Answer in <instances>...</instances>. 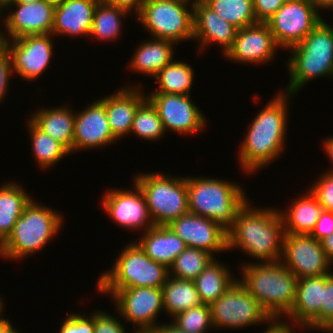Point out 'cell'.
I'll return each mask as SVG.
<instances>
[{
    "mask_svg": "<svg viewBox=\"0 0 333 333\" xmlns=\"http://www.w3.org/2000/svg\"><path fill=\"white\" fill-rule=\"evenodd\" d=\"M281 49L267 23L258 22L237 30L234 44L223 58L243 65H262L275 60Z\"/></svg>",
    "mask_w": 333,
    "mask_h": 333,
    "instance_id": "ac0fdd59",
    "label": "cell"
},
{
    "mask_svg": "<svg viewBox=\"0 0 333 333\" xmlns=\"http://www.w3.org/2000/svg\"><path fill=\"white\" fill-rule=\"evenodd\" d=\"M313 185L308 187L312 194L317 198L323 210H333V171H322Z\"/></svg>",
    "mask_w": 333,
    "mask_h": 333,
    "instance_id": "ab89813d",
    "label": "cell"
},
{
    "mask_svg": "<svg viewBox=\"0 0 333 333\" xmlns=\"http://www.w3.org/2000/svg\"><path fill=\"white\" fill-rule=\"evenodd\" d=\"M168 226L178 235L187 247L201 249L212 254L228 252L227 230L219 223L187 212L172 220Z\"/></svg>",
    "mask_w": 333,
    "mask_h": 333,
    "instance_id": "d6986e66",
    "label": "cell"
},
{
    "mask_svg": "<svg viewBox=\"0 0 333 333\" xmlns=\"http://www.w3.org/2000/svg\"><path fill=\"white\" fill-rule=\"evenodd\" d=\"M101 1L109 5L122 7L128 10L131 13V15L133 12V15L136 16L142 9L145 0H101Z\"/></svg>",
    "mask_w": 333,
    "mask_h": 333,
    "instance_id": "7dc6e473",
    "label": "cell"
},
{
    "mask_svg": "<svg viewBox=\"0 0 333 333\" xmlns=\"http://www.w3.org/2000/svg\"><path fill=\"white\" fill-rule=\"evenodd\" d=\"M14 76L12 71V61L9 51L4 44L0 46V104L4 102L10 88L11 77Z\"/></svg>",
    "mask_w": 333,
    "mask_h": 333,
    "instance_id": "7bdbcfd3",
    "label": "cell"
},
{
    "mask_svg": "<svg viewBox=\"0 0 333 333\" xmlns=\"http://www.w3.org/2000/svg\"><path fill=\"white\" fill-rule=\"evenodd\" d=\"M11 0H0V7L2 8L6 3L10 2Z\"/></svg>",
    "mask_w": 333,
    "mask_h": 333,
    "instance_id": "94428289",
    "label": "cell"
},
{
    "mask_svg": "<svg viewBox=\"0 0 333 333\" xmlns=\"http://www.w3.org/2000/svg\"><path fill=\"white\" fill-rule=\"evenodd\" d=\"M322 16L300 43L287 50L291 54L284 65L289 80L282 92L297 95L313 79L333 78V26Z\"/></svg>",
    "mask_w": 333,
    "mask_h": 333,
    "instance_id": "277c9868",
    "label": "cell"
},
{
    "mask_svg": "<svg viewBox=\"0 0 333 333\" xmlns=\"http://www.w3.org/2000/svg\"><path fill=\"white\" fill-rule=\"evenodd\" d=\"M156 330L159 333H185L184 331L180 330L177 326H175L171 321L170 322H162Z\"/></svg>",
    "mask_w": 333,
    "mask_h": 333,
    "instance_id": "f907efd6",
    "label": "cell"
},
{
    "mask_svg": "<svg viewBox=\"0 0 333 333\" xmlns=\"http://www.w3.org/2000/svg\"><path fill=\"white\" fill-rule=\"evenodd\" d=\"M54 9L55 5L45 0L31 4L6 3L0 11L2 40L17 39L26 35L51 34Z\"/></svg>",
    "mask_w": 333,
    "mask_h": 333,
    "instance_id": "4fadbf2b",
    "label": "cell"
},
{
    "mask_svg": "<svg viewBox=\"0 0 333 333\" xmlns=\"http://www.w3.org/2000/svg\"><path fill=\"white\" fill-rule=\"evenodd\" d=\"M147 99L157 109L165 132L193 135L206 131L208 120L191 99L192 95L146 93Z\"/></svg>",
    "mask_w": 333,
    "mask_h": 333,
    "instance_id": "2e32d148",
    "label": "cell"
},
{
    "mask_svg": "<svg viewBox=\"0 0 333 333\" xmlns=\"http://www.w3.org/2000/svg\"><path fill=\"white\" fill-rule=\"evenodd\" d=\"M323 288L324 275L298 279L294 305L282 319L307 326L321 312Z\"/></svg>",
    "mask_w": 333,
    "mask_h": 333,
    "instance_id": "4316f807",
    "label": "cell"
},
{
    "mask_svg": "<svg viewBox=\"0 0 333 333\" xmlns=\"http://www.w3.org/2000/svg\"><path fill=\"white\" fill-rule=\"evenodd\" d=\"M134 241L152 260L164 264L168 269L176 257L187 246L168 225H155L140 234Z\"/></svg>",
    "mask_w": 333,
    "mask_h": 333,
    "instance_id": "484cf974",
    "label": "cell"
},
{
    "mask_svg": "<svg viewBox=\"0 0 333 333\" xmlns=\"http://www.w3.org/2000/svg\"><path fill=\"white\" fill-rule=\"evenodd\" d=\"M39 0H11L10 2L8 3H34V2H37Z\"/></svg>",
    "mask_w": 333,
    "mask_h": 333,
    "instance_id": "11a10c76",
    "label": "cell"
},
{
    "mask_svg": "<svg viewBox=\"0 0 333 333\" xmlns=\"http://www.w3.org/2000/svg\"><path fill=\"white\" fill-rule=\"evenodd\" d=\"M297 328L300 331L303 330V332L305 330L309 331V329L304 325L291 323L285 321L284 319H271L267 323L266 329L260 333H296Z\"/></svg>",
    "mask_w": 333,
    "mask_h": 333,
    "instance_id": "bcb514c9",
    "label": "cell"
},
{
    "mask_svg": "<svg viewBox=\"0 0 333 333\" xmlns=\"http://www.w3.org/2000/svg\"><path fill=\"white\" fill-rule=\"evenodd\" d=\"M12 181L0 185V246L11 235L14 224L33 197L23 184L21 186L20 182Z\"/></svg>",
    "mask_w": 333,
    "mask_h": 333,
    "instance_id": "f1b7e54d",
    "label": "cell"
},
{
    "mask_svg": "<svg viewBox=\"0 0 333 333\" xmlns=\"http://www.w3.org/2000/svg\"><path fill=\"white\" fill-rule=\"evenodd\" d=\"M315 7L322 12V9L326 7L333 0H310Z\"/></svg>",
    "mask_w": 333,
    "mask_h": 333,
    "instance_id": "f5cc1de1",
    "label": "cell"
},
{
    "mask_svg": "<svg viewBox=\"0 0 333 333\" xmlns=\"http://www.w3.org/2000/svg\"><path fill=\"white\" fill-rule=\"evenodd\" d=\"M150 39V40H149ZM175 42L166 39L148 38L140 42L134 49L131 60L126 67L136 74L152 77V79L170 64L175 58ZM175 48V49H174Z\"/></svg>",
    "mask_w": 333,
    "mask_h": 333,
    "instance_id": "cb8c5ba5",
    "label": "cell"
},
{
    "mask_svg": "<svg viewBox=\"0 0 333 333\" xmlns=\"http://www.w3.org/2000/svg\"><path fill=\"white\" fill-rule=\"evenodd\" d=\"M333 233V212L322 210L320 217L311 232V236L317 241H322L324 238Z\"/></svg>",
    "mask_w": 333,
    "mask_h": 333,
    "instance_id": "f6af8a7d",
    "label": "cell"
},
{
    "mask_svg": "<svg viewBox=\"0 0 333 333\" xmlns=\"http://www.w3.org/2000/svg\"><path fill=\"white\" fill-rule=\"evenodd\" d=\"M323 151H325V155L331 162L332 166H329L330 168L327 170L333 171V136H327L325 139L321 140Z\"/></svg>",
    "mask_w": 333,
    "mask_h": 333,
    "instance_id": "c3c4849f",
    "label": "cell"
},
{
    "mask_svg": "<svg viewBox=\"0 0 333 333\" xmlns=\"http://www.w3.org/2000/svg\"><path fill=\"white\" fill-rule=\"evenodd\" d=\"M130 134L142 140L160 141L166 132L157 109L146 99L136 110Z\"/></svg>",
    "mask_w": 333,
    "mask_h": 333,
    "instance_id": "8d00e7d4",
    "label": "cell"
},
{
    "mask_svg": "<svg viewBox=\"0 0 333 333\" xmlns=\"http://www.w3.org/2000/svg\"><path fill=\"white\" fill-rule=\"evenodd\" d=\"M209 306L213 328L218 331L244 329L261 323L267 325L271 320L238 279Z\"/></svg>",
    "mask_w": 333,
    "mask_h": 333,
    "instance_id": "30bf717a",
    "label": "cell"
},
{
    "mask_svg": "<svg viewBox=\"0 0 333 333\" xmlns=\"http://www.w3.org/2000/svg\"><path fill=\"white\" fill-rule=\"evenodd\" d=\"M119 255V256H118ZM112 268L103 271L97 279V290H120L135 287L162 288L169 269L149 258L134 241L119 251Z\"/></svg>",
    "mask_w": 333,
    "mask_h": 333,
    "instance_id": "52a82bcc",
    "label": "cell"
},
{
    "mask_svg": "<svg viewBox=\"0 0 333 333\" xmlns=\"http://www.w3.org/2000/svg\"><path fill=\"white\" fill-rule=\"evenodd\" d=\"M322 10H325V11H331L333 10V1H331L326 7H324Z\"/></svg>",
    "mask_w": 333,
    "mask_h": 333,
    "instance_id": "680465c9",
    "label": "cell"
},
{
    "mask_svg": "<svg viewBox=\"0 0 333 333\" xmlns=\"http://www.w3.org/2000/svg\"><path fill=\"white\" fill-rule=\"evenodd\" d=\"M221 19L241 29L257 22L253 0H202Z\"/></svg>",
    "mask_w": 333,
    "mask_h": 333,
    "instance_id": "e575fe53",
    "label": "cell"
},
{
    "mask_svg": "<svg viewBox=\"0 0 333 333\" xmlns=\"http://www.w3.org/2000/svg\"><path fill=\"white\" fill-rule=\"evenodd\" d=\"M280 261L298 279L333 272V263L325 255L321 242L311 235L285 233Z\"/></svg>",
    "mask_w": 333,
    "mask_h": 333,
    "instance_id": "e0dca14e",
    "label": "cell"
},
{
    "mask_svg": "<svg viewBox=\"0 0 333 333\" xmlns=\"http://www.w3.org/2000/svg\"><path fill=\"white\" fill-rule=\"evenodd\" d=\"M3 300H4L3 297H0V315L4 312L5 307H6L5 302Z\"/></svg>",
    "mask_w": 333,
    "mask_h": 333,
    "instance_id": "6f0895ef",
    "label": "cell"
},
{
    "mask_svg": "<svg viewBox=\"0 0 333 333\" xmlns=\"http://www.w3.org/2000/svg\"><path fill=\"white\" fill-rule=\"evenodd\" d=\"M112 312H106L98 309H94V332L93 333H128L126 331L125 322L121 319L120 314L115 310ZM119 316V318L117 317Z\"/></svg>",
    "mask_w": 333,
    "mask_h": 333,
    "instance_id": "b9f144b4",
    "label": "cell"
},
{
    "mask_svg": "<svg viewBox=\"0 0 333 333\" xmlns=\"http://www.w3.org/2000/svg\"><path fill=\"white\" fill-rule=\"evenodd\" d=\"M4 313H6L5 311L0 315V330H1V328L10 320V319H8V318H5L4 316L6 315V314H4Z\"/></svg>",
    "mask_w": 333,
    "mask_h": 333,
    "instance_id": "db71d44e",
    "label": "cell"
},
{
    "mask_svg": "<svg viewBox=\"0 0 333 333\" xmlns=\"http://www.w3.org/2000/svg\"><path fill=\"white\" fill-rule=\"evenodd\" d=\"M54 37L53 34L26 35L3 41L11 57L13 74L29 83L39 79L51 67Z\"/></svg>",
    "mask_w": 333,
    "mask_h": 333,
    "instance_id": "9a60e30c",
    "label": "cell"
},
{
    "mask_svg": "<svg viewBox=\"0 0 333 333\" xmlns=\"http://www.w3.org/2000/svg\"><path fill=\"white\" fill-rule=\"evenodd\" d=\"M130 14L122 7L109 5L100 0L95 8L92 30L87 39H96L101 43L116 42L124 31L122 20L128 15L131 16Z\"/></svg>",
    "mask_w": 333,
    "mask_h": 333,
    "instance_id": "d6a6232c",
    "label": "cell"
},
{
    "mask_svg": "<svg viewBox=\"0 0 333 333\" xmlns=\"http://www.w3.org/2000/svg\"><path fill=\"white\" fill-rule=\"evenodd\" d=\"M201 176H187L189 212L210 218L228 230L249 196L237 181Z\"/></svg>",
    "mask_w": 333,
    "mask_h": 333,
    "instance_id": "8992f818",
    "label": "cell"
},
{
    "mask_svg": "<svg viewBox=\"0 0 333 333\" xmlns=\"http://www.w3.org/2000/svg\"><path fill=\"white\" fill-rule=\"evenodd\" d=\"M163 304L166 316L172 319L177 314L203 304L193 280H181L168 276L163 285Z\"/></svg>",
    "mask_w": 333,
    "mask_h": 333,
    "instance_id": "4dcf8cb0",
    "label": "cell"
},
{
    "mask_svg": "<svg viewBox=\"0 0 333 333\" xmlns=\"http://www.w3.org/2000/svg\"><path fill=\"white\" fill-rule=\"evenodd\" d=\"M193 19V40L198 42L197 51L204 53L215 44L220 46L224 57L234 44L238 28L221 19L202 0L194 1Z\"/></svg>",
    "mask_w": 333,
    "mask_h": 333,
    "instance_id": "7402d4cb",
    "label": "cell"
},
{
    "mask_svg": "<svg viewBox=\"0 0 333 333\" xmlns=\"http://www.w3.org/2000/svg\"><path fill=\"white\" fill-rule=\"evenodd\" d=\"M97 292L112 298L114 310L126 324L134 326V331L156 329L162 324L157 321L160 314L165 313L161 288L135 287Z\"/></svg>",
    "mask_w": 333,
    "mask_h": 333,
    "instance_id": "8fae6325",
    "label": "cell"
},
{
    "mask_svg": "<svg viewBox=\"0 0 333 333\" xmlns=\"http://www.w3.org/2000/svg\"><path fill=\"white\" fill-rule=\"evenodd\" d=\"M1 14H0V46L3 44L2 34H1Z\"/></svg>",
    "mask_w": 333,
    "mask_h": 333,
    "instance_id": "6125c7cd",
    "label": "cell"
},
{
    "mask_svg": "<svg viewBox=\"0 0 333 333\" xmlns=\"http://www.w3.org/2000/svg\"><path fill=\"white\" fill-rule=\"evenodd\" d=\"M131 187L107 189L99 203L117 226L141 234L155 224L141 189L134 181Z\"/></svg>",
    "mask_w": 333,
    "mask_h": 333,
    "instance_id": "7c38bea8",
    "label": "cell"
},
{
    "mask_svg": "<svg viewBox=\"0 0 333 333\" xmlns=\"http://www.w3.org/2000/svg\"><path fill=\"white\" fill-rule=\"evenodd\" d=\"M283 4L281 0H253L257 22L267 23Z\"/></svg>",
    "mask_w": 333,
    "mask_h": 333,
    "instance_id": "ee69618b",
    "label": "cell"
},
{
    "mask_svg": "<svg viewBox=\"0 0 333 333\" xmlns=\"http://www.w3.org/2000/svg\"><path fill=\"white\" fill-rule=\"evenodd\" d=\"M34 161L39 169L46 171L58 165L70 152L58 141L40 130L29 118L25 121Z\"/></svg>",
    "mask_w": 333,
    "mask_h": 333,
    "instance_id": "1f68e13d",
    "label": "cell"
},
{
    "mask_svg": "<svg viewBox=\"0 0 333 333\" xmlns=\"http://www.w3.org/2000/svg\"><path fill=\"white\" fill-rule=\"evenodd\" d=\"M100 0H63L54 9L52 33L70 38H89L93 26V16Z\"/></svg>",
    "mask_w": 333,
    "mask_h": 333,
    "instance_id": "603a6c76",
    "label": "cell"
},
{
    "mask_svg": "<svg viewBox=\"0 0 333 333\" xmlns=\"http://www.w3.org/2000/svg\"><path fill=\"white\" fill-rule=\"evenodd\" d=\"M132 181L141 189L155 225H168L189 212L187 176L140 172Z\"/></svg>",
    "mask_w": 333,
    "mask_h": 333,
    "instance_id": "ba28073f",
    "label": "cell"
},
{
    "mask_svg": "<svg viewBox=\"0 0 333 333\" xmlns=\"http://www.w3.org/2000/svg\"><path fill=\"white\" fill-rule=\"evenodd\" d=\"M214 259L207 251L187 247L169 267V276L194 281Z\"/></svg>",
    "mask_w": 333,
    "mask_h": 333,
    "instance_id": "d590c367",
    "label": "cell"
},
{
    "mask_svg": "<svg viewBox=\"0 0 333 333\" xmlns=\"http://www.w3.org/2000/svg\"><path fill=\"white\" fill-rule=\"evenodd\" d=\"M192 0H145L135 21L151 38L180 44L193 40Z\"/></svg>",
    "mask_w": 333,
    "mask_h": 333,
    "instance_id": "9c48e42d",
    "label": "cell"
},
{
    "mask_svg": "<svg viewBox=\"0 0 333 333\" xmlns=\"http://www.w3.org/2000/svg\"><path fill=\"white\" fill-rule=\"evenodd\" d=\"M286 234L310 235L323 210L317 198L308 189L292 199L285 209H279Z\"/></svg>",
    "mask_w": 333,
    "mask_h": 333,
    "instance_id": "83f0119b",
    "label": "cell"
},
{
    "mask_svg": "<svg viewBox=\"0 0 333 333\" xmlns=\"http://www.w3.org/2000/svg\"><path fill=\"white\" fill-rule=\"evenodd\" d=\"M283 3H288L290 1H294V0H281Z\"/></svg>",
    "mask_w": 333,
    "mask_h": 333,
    "instance_id": "be15d7a7",
    "label": "cell"
},
{
    "mask_svg": "<svg viewBox=\"0 0 333 333\" xmlns=\"http://www.w3.org/2000/svg\"><path fill=\"white\" fill-rule=\"evenodd\" d=\"M241 263L239 282L271 319L284 318L294 305L298 278L281 261Z\"/></svg>",
    "mask_w": 333,
    "mask_h": 333,
    "instance_id": "3957f363",
    "label": "cell"
},
{
    "mask_svg": "<svg viewBox=\"0 0 333 333\" xmlns=\"http://www.w3.org/2000/svg\"><path fill=\"white\" fill-rule=\"evenodd\" d=\"M92 102L76 112L73 153L105 148L118 142L110 130L104 104L99 99Z\"/></svg>",
    "mask_w": 333,
    "mask_h": 333,
    "instance_id": "ffe728a7",
    "label": "cell"
},
{
    "mask_svg": "<svg viewBox=\"0 0 333 333\" xmlns=\"http://www.w3.org/2000/svg\"><path fill=\"white\" fill-rule=\"evenodd\" d=\"M33 199L17 219L11 235L0 246V259L20 261L29 258L61 233L65 219L62 212Z\"/></svg>",
    "mask_w": 333,
    "mask_h": 333,
    "instance_id": "5b68a950",
    "label": "cell"
},
{
    "mask_svg": "<svg viewBox=\"0 0 333 333\" xmlns=\"http://www.w3.org/2000/svg\"><path fill=\"white\" fill-rule=\"evenodd\" d=\"M141 85L127 83V86L123 85L112 94L99 98L105 106L110 130L118 141L130 136L135 112L147 99L144 86Z\"/></svg>",
    "mask_w": 333,
    "mask_h": 333,
    "instance_id": "44dd1931",
    "label": "cell"
},
{
    "mask_svg": "<svg viewBox=\"0 0 333 333\" xmlns=\"http://www.w3.org/2000/svg\"><path fill=\"white\" fill-rule=\"evenodd\" d=\"M64 320V321H63ZM62 320L58 333H93L94 311L90 315L79 312L69 313Z\"/></svg>",
    "mask_w": 333,
    "mask_h": 333,
    "instance_id": "60d3db41",
    "label": "cell"
},
{
    "mask_svg": "<svg viewBox=\"0 0 333 333\" xmlns=\"http://www.w3.org/2000/svg\"><path fill=\"white\" fill-rule=\"evenodd\" d=\"M321 14L310 0H294L284 3L267 24L277 45L285 52L319 24Z\"/></svg>",
    "mask_w": 333,
    "mask_h": 333,
    "instance_id": "5bb4252c",
    "label": "cell"
},
{
    "mask_svg": "<svg viewBox=\"0 0 333 333\" xmlns=\"http://www.w3.org/2000/svg\"><path fill=\"white\" fill-rule=\"evenodd\" d=\"M326 333H333V330L325 331Z\"/></svg>",
    "mask_w": 333,
    "mask_h": 333,
    "instance_id": "e7e4bbea",
    "label": "cell"
},
{
    "mask_svg": "<svg viewBox=\"0 0 333 333\" xmlns=\"http://www.w3.org/2000/svg\"><path fill=\"white\" fill-rule=\"evenodd\" d=\"M310 331L333 330V272L324 275L323 304L321 312L306 326Z\"/></svg>",
    "mask_w": 333,
    "mask_h": 333,
    "instance_id": "f35d334b",
    "label": "cell"
},
{
    "mask_svg": "<svg viewBox=\"0 0 333 333\" xmlns=\"http://www.w3.org/2000/svg\"><path fill=\"white\" fill-rule=\"evenodd\" d=\"M0 333H20L13 325L12 321H8L0 330Z\"/></svg>",
    "mask_w": 333,
    "mask_h": 333,
    "instance_id": "816d5d0a",
    "label": "cell"
},
{
    "mask_svg": "<svg viewBox=\"0 0 333 333\" xmlns=\"http://www.w3.org/2000/svg\"><path fill=\"white\" fill-rule=\"evenodd\" d=\"M175 58L153 78L158 87L149 93H167L190 95L195 81V72L191 65Z\"/></svg>",
    "mask_w": 333,
    "mask_h": 333,
    "instance_id": "836d02e7",
    "label": "cell"
},
{
    "mask_svg": "<svg viewBox=\"0 0 333 333\" xmlns=\"http://www.w3.org/2000/svg\"><path fill=\"white\" fill-rule=\"evenodd\" d=\"M219 260L215 258L194 280L203 304H212L238 279L230 266Z\"/></svg>",
    "mask_w": 333,
    "mask_h": 333,
    "instance_id": "f546056e",
    "label": "cell"
},
{
    "mask_svg": "<svg viewBox=\"0 0 333 333\" xmlns=\"http://www.w3.org/2000/svg\"><path fill=\"white\" fill-rule=\"evenodd\" d=\"M279 90L253 117L238 146L237 163L246 177L264 170L285 152L289 106L295 95Z\"/></svg>",
    "mask_w": 333,
    "mask_h": 333,
    "instance_id": "6da1fadb",
    "label": "cell"
},
{
    "mask_svg": "<svg viewBox=\"0 0 333 333\" xmlns=\"http://www.w3.org/2000/svg\"><path fill=\"white\" fill-rule=\"evenodd\" d=\"M251 199L237 211L227 230V250L243 251L252 263L281 260L285 230L278 207H254ZM277 208V209H276Z\"/></svg>",
    "mask_w": 333,
    "mask_h": 333,
    "instance_id": "7a4b0ae2",
    "label": "cell"
},
{
    "mask_svg": "<svg viewBox=\"0 0 333 333\" xmlns=\"http://www.w3.org/2000/svg\"><path fill=\"white\" fill-rule=\"evenodd\" d=\"M72 108V109H71ZM69 104L37 108L28 118L44 133L61 143L73 154V137L76 111Z\"/></svg>",
    "mask_w": 333,
    "mask_h": 333,
    "instance_id": "d4e9b609",
    "label": "cell"
},
{
    "mask_svg": "<svg viewBox=\"0 0 333 333\" xmlns=\"http://www.w3.org/2000/svg\"><path fill=\"white\" fill-rule=\"evenodd\" d=\"M322 249L325 255L333 263V233L321 241Z\"/></svg>",
    "mask_w": 333,
    "mask_h": 333,
    "instance_id": "681fc988",
    "label": "cell"
},
{
    "mask_svg": "<svg viewBox=\"0 0 333 333\" xmlns=\"http://www.w3.org/2000/svg\"><path fill=\"white\" fill-rule=\"evenodd\" d=\"M171 322L185 333H208L210 329L214 330L208 304L185 310L173 317Z\"/></svg>",
    "mask_w": 333,
    "mask_h": 333,
    "instance_id": "74e56055",
    "label": "cell"
},
{
    "mask_svg": "<svg viewBox=\"0 0 333 333\" xmlns=\"http://www.w3.org/2000/svg\"><path fill=\"white\" fill-rule=\"evenodd\" d=\"M134 333H159L156 329L135 330Z\"/></svg>",
    "mask_w": 333,
    "mask_h": 333,
    "instance_id": "9f6ffc18",
    "label": "cell"
},
{
    "mask_svg": "<svg viewBox=\"0 0 333 333\" xmlns=\"http://www.w3.org/2000/svg\"><path fill=\"white\" fill-rule=\"evenodd\" d=\"M45 1L49 2V3H52L56 6L57 4H60L63 0H45Z\"/></svg>",
    "mask_w": 333,
    "mask_h": 333,
    "instance_id": "91938a15",
    "label": "cell"
}]
</instances>
